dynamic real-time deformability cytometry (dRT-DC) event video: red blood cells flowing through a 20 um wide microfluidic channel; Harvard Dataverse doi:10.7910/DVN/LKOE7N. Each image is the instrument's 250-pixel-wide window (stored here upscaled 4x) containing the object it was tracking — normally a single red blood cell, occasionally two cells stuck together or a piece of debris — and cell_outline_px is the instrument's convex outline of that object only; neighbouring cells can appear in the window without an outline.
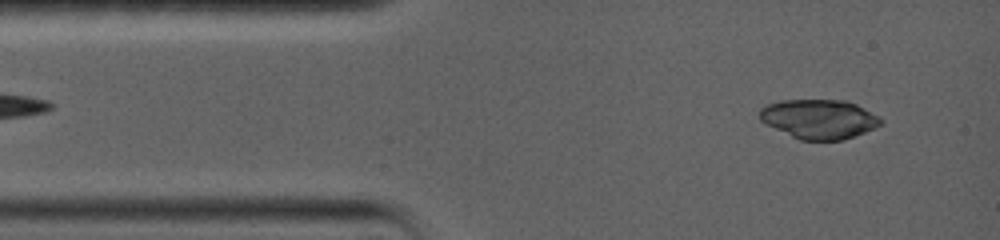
{"species": "common noctule bat (a hibernating species)", "species_latin": "Nyctalus noctula", "temperature_condition": "warm", "stored_images_in_passage": 3, "camera_frame_rate_fps": 5000, "um_per_image_px": 0.085, "animal": {"sex": "female", "body_mass_g": 19.0, "forearm_length_mm": 56.7}, "frame": {"image": 1, "passage_image": 2, "time_ms": 1.0, "image_size_px": [1000, 240], "cell_outline_px": [[880, 124], [876, 128], [844, 140], [800, 140], [760, 120], [760, 108], [768, 104], [780, 100], [844, 100], [856, 104], [876, 116], [880, 120]], "centroid_in_image_um": [69.61, 10.12], "position_along_channel_um": 15.4, "area_um2": 27.34}}